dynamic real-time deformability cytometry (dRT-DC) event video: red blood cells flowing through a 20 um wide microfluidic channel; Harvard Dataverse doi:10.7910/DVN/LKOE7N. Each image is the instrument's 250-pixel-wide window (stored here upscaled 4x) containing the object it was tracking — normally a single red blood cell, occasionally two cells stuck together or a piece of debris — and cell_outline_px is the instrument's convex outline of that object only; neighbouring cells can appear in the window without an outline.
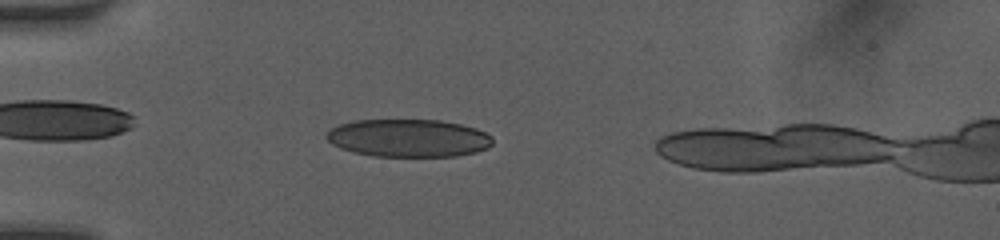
{"species": "human", "species_latin": "Homo sapiens", "temperature_condition": "room temperature", "stored_images_in_passage": 15, "camera_frame_rate_fps": 3000, "um_per_image_px": 0.085, "donor": {"sex": "female"}, "frame": {"image": 1, "passage_image": 2, "time_ms": 1.0, "image_size_px": [1000, 240], "cell_outline_px": [[492, 144], [488, 148], [476, 152], [456, 156], [372, 156], [340, 148], [332, 144], [324, 136], [332, 128], [340, 124], [356, 120], [440, 120], [460, 124], [476, 128], [492, 136]], "centroid_in_image_um": [34.73, 11.73], "position_along_channel_um": 50.3, "area_um2": 36.53}}
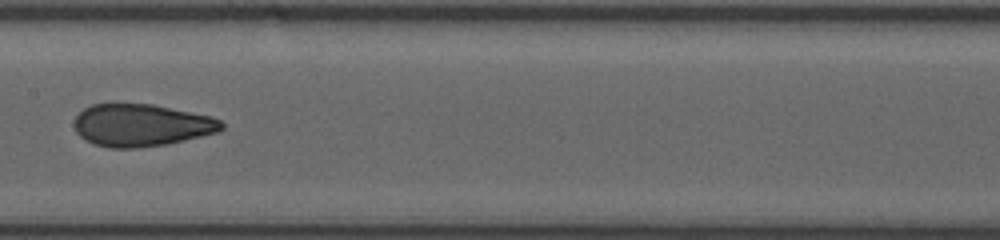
{"frame": {"image": 2, "passage_image": 6, "time_ms": 5.0, "image_size_px": [1000, 240], "cell_outline_px": [[224, 128], [220, 132], [168, 144], [140, 148], [108, 148], [92, 144], [80, 136], [76, 132], [72, 124], [76, 116], [84, 108], [92, 104], [112, 100], [152, 104], [212, 116], [220, 120], [224, 124]], "centroid_in_image_um": [11.97, 10.61], "position_along_channel_um": 195.4, "area_um2": 37.63}}
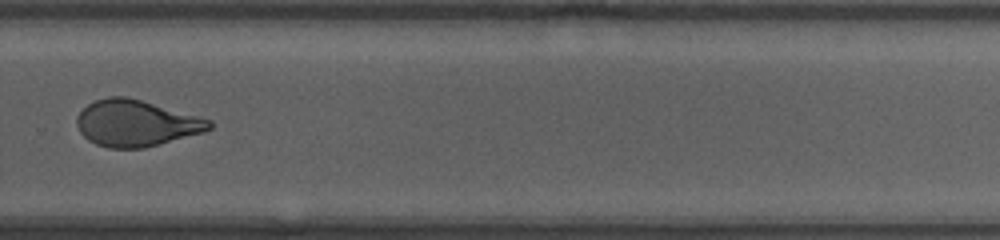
{"frame": {"image": 3, "passage_image": 9, "time_ms": 8.0, "image_size_px": [1000, 240], "cell_outline_px": [[212, 128], [204, 132], [144, 148], [108, 148], [96, 144], [88, 140], [80, 132], [76, 124], [76, 116], [88, 104], [96, 100], [108, 96], [128, 96], [212, 120]], "centroid_in_image_um": [11.55, 10.47], "position_along_channel_um": 318.2, "area_um2": 35.78}}